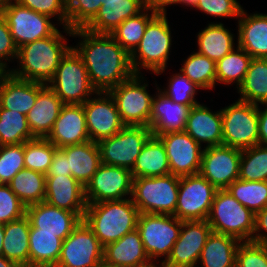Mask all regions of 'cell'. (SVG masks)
<instances>
[{"label": "cell", "mask_w": 267, "mask_h": 267, "mask_svg": "<svg viewBox=\"0 0 267 267\" xmlns=\"http://www.w3.org/2000/svg\"><path fill=\"white\" fill-rule=\"evenodd\" d=\"M72 47L81 56L96 91L109 92L134 75L130 54L110 34L74 29ZM78 41V42H77Z\"/></svg>", "instance_id": "6da1fadb"}, {"label": "cell", "mask_w": 267, "mask_h": 267, "mask_svg": "<svg viewBox=\"0 0 267 267\" xmlns=\"http://www.w3.org/2000/svg\"><path fill=\"white\" fill-rule=\"evenodd\" d=\"M72 33L68 27H61L52 36L20 46L15 61L17 65L11 66L9 73L21 80L48 84L60 60L72 47L68 43Z\"/></svg>", "instance_id": "7a4b0ae2"}, {"label": "cell", "mask_w": 267, "mask_h": 267, "mask_svg": "<svg viewBox=\"0 0 267 267\" xmlns=\"http://www.w3.org/2000/svg\"><path fill=\"white\" fill-rule=\"evenodd\" d=\"M172 28L167 14H157L148 23L139 45L130 54L134 74L145 75L148 72L157 77L167 71L174 49Z\"/></svg>", "instance_id": "3957f363"}, {"label": "cell", "mask_w": 267, "mask_h": 267, "mask_svg": "<svg viewBox=\"0 0 267 267\" xmlns=\"http://www.w3.org/2000/svg\"><path fill=\"white\" fill-rule=\"evenodd\" d=\"M139 214L132 199L126 198L87 204L83 220L105 247L137 229Z\"/></svg>", "instance_id": "277c9868"}, {"label": "cell", "mask_w": 267, "mask_h": 267, "mask_svg": "<svg viewBox=\"0 0 267 267\" xmlns=\"http://www.w3.org/2000/svg\"><path fill=\"white\" fill-rule=\"evenodd\" d=\"M207 221L212 232L230 235L241 242L252 241L255 214L236 200L227 189H218Z\"/></svg>", "instance_id": "5b68a950"}, {"label": "cell", "mask_w": 267, "mask_h": 267, "mask_svg": "<svg viewBox=\"0 0 267 267\" xmlns=\"http://www.w3.org/2000/svg\"><path fill=\"white\" fill-rule=\"evenodd\" d=\"M180 177L168 174L133 178L131 199L140 213L174 215Z\"/></svg>", "instance_id": "8992f818"}, {"label": "cell", "mask_w": 267, "mask_h": 267, "mask_svg": "<svg viewBox=\"0 0 267 267\" xmlns=\"http://www.w3.org/2000/svg\"><path fill=\"white\" fill-rule=\"evenodd\" d=\"M149 83L146 75L134 74L109 91L116 102L121 121L125 126L150 128V115L155 94L149 93Z\"/></svg>", "instance_id": "52a82bcc"}, {"label": "cell", "mask_w": 267, "mask_h": 267, "mask_svg": "<svg viewBox=\"0 0 267 267\" xmlns=\"http://www.w3.org/2000/svg\"><path fill=\"white\" fill-rule=\"evenodd\" d=\"M47 85L63 104H83L96 92L81 56L73 47L62 57Z\"/></svg>", "instance_id": "ba28073f"}, {"label": "cell", "mask_w": 267, "mask_h": 267, "mask_svg": "<svg viewBox=\"0 0 267 267\" xmlns=\"http://www.w3.org/2000/svg\"><path fill=\"white\" fill-rule=\"evenodd\" d=\"M182 221L174 215L140 213L137 230L144 250L154 265H161L170 255L179 237Z\"/></svg>", "instance_id": "9c48e42d"}, {"label": "cell", "mask_w": 267, "mask_h": 267, "mask_svg": "<svg viewBox=\"0 0 267 267\" xmlns=\"http://www.w3.org/2000/svg\"><path fill=\"white\" fill-rule=\"evenodd\" d=\"M234 101L221 108L223 145L242 150L259 144L258 105Z\"/></svg>", "instance_id": "30bf717a"}, {"label": "cell", "mask_w": 267, "mask_h": 267, "mask_svg": "<svg viewBox=\"0 0 267 267\" xmlns=\"http://www.w3.org/2000/svg\"><path fill=\"white\" fill-rule=\"evenodd\" d=\"M1 15L7 21L10 33L18 48L27 43L52 36L59 29L58 27H61L51 17L21 6L13 0L3 1Z\"/></svg>", "instance_id": "8fae6325"}, {"label": "cell", "mask_w": 267, "mask_h": 267, "mask_svg": "<svg viewBox=\"0 0 267 267\" xmlns=\"http://www.w3.org/2000/svg\"><path fill=\"white\" fill-rule=\"evenodd\" d=\"M152 135L147 126H125L111 137L97 142L101 163L132 170L146 141Z\"/></svg>", "instance_id": "7c38bea8"}, {"label": "cell", "mask_w": 267, "mask_h": 267, "mask_svg": "<svg viewBox=\"0 0 267 267\" xmlns=\"http://www.w3.org/2000/svg\"><path fill=\"white\" fill-rule=\"evenodd\" d=\"M217 190L200 174L181 176L174 216L181 221L207 220Z\"/></svg>", "instance_id": "4fadbf2b"}, {"label": "cell", "mask_w": 267, "mask_h": 267, "mask_svg": "<svg viewBox=\"0 0 267 267\" xmlns=\"http://www.w3.org/2000/svg\"><path fill=\"white\" fill-rule=\"evenodd\" d=\"M104 247L84 220L63 240L55 267H95L103 261Z\"/></svg>", "instance_id": "5bb4252c"}, {"label": "cell", "mask_w": 267, "mask_h": 267, "mask_svg": "<svg viewBox=\"0 0 267 267\" xmlns=\"http://www.w3.org/2000/svg\"><path fill=\"white\" fill-rule=\"evenodd\" d=\"M132 172L119 166L101 163L90 182L85 186L87 204L131 198Z\"/></svg>", "instance_id": "9a60e30c"}, {"label": "cell", "mask_w": 267, "mask_h": 267, "mask_svg": "<svg viewBox=\"0 0 267 267\" xmlns=\"http://www.w3.org/2000/svg\"><path fill=\"white\" fill-rule=\"evenodd\" d=\"M82 105L91 141L111 137L125 127L110 92L96 91Z\"/></svg>", "instance_id": "2e32d148"}, {"label": "cell", "mask_w": 267, "mask_h": 267, "mask_svg": "<svg viewBox=\"0 0 267 267\" xmlns=\"http://www.w3.org/2000/svg\"><path fill=\"white\" fill-rule=\"evenodd\" d=\"M211 232L207 220L182 221L179 237L161 267H197Z\"/></svg>", "instance_id": "e0dca14e"}, {"label": "cell", "mask_w": 267, "mask_h": 267, "mask_svg": "<svg viewBox=\"0 0 267 267\" xmlns=\"http://www.w3.org/2000/svg\"><path fill=\"white\" fill-rule=\"evenodd\" d=\"M241 152L223 144L204 148L199 174L217 189H226L239 179Z\"/></svg>", "instance_id": "ac0fdd59"}, {"label": "cell", "mask_w": 267, "mask_h": 267, "mask_svg": "<svg viewBox=\"0 0 267 267\" xmlns=\"http://www.w3.org/2000/svg\"><path fill=\"white\" fill-rule=\"evenodd\" d=\"M158 137L166 149L170 174L179 177L199 174L204 148L187 132L164 133Z\"/></svg>", "instance_id": "d6986e66"}, {"label": "cell", "mask_w": 267, "mask_h": 267, "mask_svg": "<svg viewBox=\"0 0 267 267\" xmlns=\"http://www.w3.org/2000/svg\"><path fill=\"white\" fill-rule=\"evenodd\" d=\"M155 86V95L152 102L150 115V130L153 136L164 133L183 132L185 130L188 114L193 106H187L173 102L159 89L155 79L152 83Z\"/></svg>", "instance_id": "ffe728a7"}, {"label": "cell", "mask_w": 267, "mask_h": 267, "mask_svg": "<svg viewBox=\"0 0 267 267\" xmlns=\"http://www.w3.org/2000/svg\"><path fill=\"white\" fill-rule=\"evenodd\" d=\"M46 139L57 148L89 141L83 105L64 104Z\"/></svg>", "instance_id": "44dd1931"}, {"label": "cell", "mask_w": 267, "mask_h": 267, "mask_svg": "<svg viewBox=\"0 0 267 267\" xmlns=\"http://www.w3.org/2000/svg\"><path fill=\"white\" fill-rule=\"evenodd\" d=\"M207 106L200 102L191 107L184 130L203 148L223 144L221 108Z\"/></svg>", "instance_id": "7402d4cb"}, {"label": "cell", "mask_w": 267, "mask_h": 267, "mask_svg": "<svg viewBox=\"0 0 267 267\" xmlns=\"http://www.w3.org/2000/svg\"><path fill=\"white\" fill-rule=\"evenodd\" d=\"M26 216L34 228H39V232L57 234L62 241L82 220L76 213L51 206L45 201L27 206Z\"/></svg>", "instance_id": "603a6c76"}, {"label": "cell", "mask_w": 267, "mask_h": 267, "mask_svg": "<svg viewBox=\"0 0 267 267\" xmlns=\"http://www.w3.org/2000/svg\"><path fill=\"white\" fill-rule=\"evenodd\" d=\"M44 201L51 206L74 212L83 220L87 206L85 187L72 176L46 177Z\"/></svg>", "instance_id": "cb8c5ba5"}, {"label": "cell", "mask_w": 267, "mask_h": 267, "mask_svg": "<svg viewBox=\"0 0 267 267\" xmlns=\"http://www.w3.org/2000/svg\"><path fill=\"white\" fill-rule=\"evenodd\" d=\"M236 24L238 46L252 58L267 59V13L243 8Z\"/></svg>", "instance_id": "d4e9b609"}, {"label": "cell", "mask_w": 267, "mask_h": 267, "mask_svg": "<svg viewBox=\"0 0 267 267\" xmlns=\"http://www.w3.org/2000/svg\"><path fill=\"white\" fill-rule=\"evenodd\" d=\"M46 84L21 80L4 72L0 76V106L27 115L35 104L39 91Z\"/></svg>", "instance_id": "484cf974"}, {"label": "cell", "mask_w": 267, "mask_h": 267, "mask_svg": "<svg viewBox=\"0 0 267 267\" xmlns=\"http://www.w3.org/2000/svg\"><path fill=\"white\" fill-rule=\"evenodd\" d=\"M103 260L115 267H152L140 233L137 229L127 233L118 241L107 244L103 250Z\"/></svg>", "instance_id": "4316f807"}, {"label": "cell", "mask_w": 267, "mask_h": 267, "mask_svg": "<svg viewBox=\"0 0 267 267\" xmlns=\"http://www.w3.org/2000/svg\"><path fill=\"white\" fill-rule=\"evenodd\" d=\"M144 9L143 0H102L97 15L85 29L96 34H111L123 21Z\"/></svg>", "instance_id": "83f0119b"}, {"label": "cell", "mask_w": 267, "mask_h": 267, "mask_svg": "<svg viewBox=\"0 0 267 267\" xmlns=\"http://www.w3.org/2000/svg\"><path fill=\"white\" fill-rule=\"evenodd\" d=\"M208 24L196 33V52L217 62L238 46L237 33L220 21ZM236 34V35H235Z\"/></svg>", "instance_id": "f1b7e54d"}, {"label": "cell", "mask_w": 267, "mask_h": 267, "mask_svg": "<svg viewBox=\"0 0 267 267\" xmlns=\"http://www.w3.org/2000/svg\"><path fill=\"white\" fill-rule=\"evenodd\" d=\"M63 102L46 84L37 95L32 109L26 115L29 129L34 137L46 138L59 117Z\"/></svg>", "instance_id": "f546056e"}, {"label": "cell", "mask_w": 267, "mask_h": 267, "mask_svg": "<svg viewBox=\"0 0 267 267\" xmlns=\"http://www.w3.org/2000/svg\"><path fill=\"white\" fill-rule=\"evenodd\" d=\"M60 149L67 157L71 176L85 187L101 165L97 142L89 140L81 144L64 146Z\"/></svg>", "instance_id": "4dcf8cb0"}, {"label": "cell", "mask_w": 267, "mask_h": 267, "mask_svg": "<svg viewBox=\"0 0 267 267\" xmlns=\"http://www.w3.org/2000/svg\"><path fill=\"white\" fill-rule=\"evenodd\" d=\"M133 178L158 177L170 174L166 149L158 136L151 135L131 170Z\"/></svg>", "instance_id": "1f68e13d"}, {"label": "cell", "mask_w": 267, "mask_h": 267, "mask_svg": "<svg viewBox=\"0 0 267 267\" xmlns=\"http://www.w3.org/2000/svg\"><path fill=\"white\" fill-rule=\"evenodd\" d=\"M240 243V240L230 235L211 232L201 251L197 267H235Z\"/></svg>", "instance_id": "d6a6232c"}, {"label": "cell", "mask_w": 267, "mask_h": 267, "mask_svg": "<svg viewBox=\"0 0 267 267\" xmlns=\"http://www.w3.org/2000/svg\"><path fill=\"white\" fill-rule=\"evenodd\" d=\"M30 221L24 217L4 224L3 256L20 267H29Z\"/></svg>", "instance_id": "836d02e7"}, {"label": "cell", "mask_w": 267, "mask_h": 267, "mask_svg": "<svg viewBox=\"0 0 267 267\" xmlns=\"http://www.w3.org/2000/svg\"><path fill=\"white\" fill-rule=\"evenodd\" d=\"M62 240L57 234L39 232L30 224L29 267H55L61 255Z\"/></svg>", "instance_id": "e575fe53"}, {"label": "cell", "mask_w": 267, "mask_h": 267, "mask_svg": "<svg viewBox=\"0 0 267 267\" xmlns=\"http://www.w3.org/2000/svg\"><path fill=\"white\" fill-rule=\"evenodd\" d=\"M235 92L239 94L238 100L267 104V59H251L244 81Z\"/></svg>", "instance_id": "d590c367"}, {"label": "cell", "mask_w": 267, "mask_h": 267, "mask_svg": "<svg viewBox=\"0 0 267 267\" xmlns=\"http://www.w3.org/2000/svg\"><path fill=\"white\" fill-rule=\"evenodd\" d=\"M252 57L237 46L216 62V86L234 85L235 90L243 83Z\"/></svg>", "instance_id": "8d00e7d4"}, {"label": "cell", "mask_w": 267, "mask_h": 267, "mask_svg": "<svg viewBox=\"0 0 267 267\" xmlns=\"http://www.w3.org/2000/svg\"><path fill=\"white\" fill-rule=\"evenodd\" d=\"M179 68L202 91L209 92L216 88V62L193 50Z\"/></svg>", "instance_id": "74e56055"}, {"label": "cell", "mask_w": 267, "mask_h": 267, "mask_svg": "<svg viewBox=\"0 0 267 267\" xmlns=\"http://www.w3.org/2000/svg\"><path fill=\"white\" fill-rule=\"evenodd\" d=\"M8 185L26 206L44 202L46 175L42 173L24 168Z\"/></svg>", "instance_id": "f35d334b"}, {"label": "cell", "mask_w": 267, "mask_h": 267, "mask_svg": "<svg viewBox=\"0 0 267 267\" xmlns=\"http://www.w3.org/2000/svg\"><path fill=\"white\" fill-rule=\"evenodd\" d=\"M156 15L154 11L145 8L137 16L123 21L110 35L131 54L139 45L146 26Z\"/></svg>", "instance_id": "ab89813d"}, {"label": "cell", "mask_w": 267, "mask_h": 267, "mask_svg": "<svg viewBox=\"0 0 267 267\" xmlns=\"http://www.w3.org/2000/svg\"><path fill=\"white\" fill-rule=\"evenodd\" d=\"M34 138L26 115L0 106V146L21 144Z\"/></svg>", "instance_id": "60d3db41"}, {"label": "cell", "mask_w": 267, "mask_h": 267, "mask_svg": "<svg viewBox=\"0 0 267 267\" xmlns=\"http://www.w3.org/2000/svg\"><path fill=\"white\" fill-rule=\"evenodd\" d=\"M227 191L254 214L267 206V181L235 180Z\"/></svg>", "instance_id": "b9f144b4"}, {"label": "cell", "mask_w": 267, "mask_h": 267, "mask_svg": "<svg viewBox=\"0 0 267 267\" xmlns=\"http://www.w3.org/2000/svg\"><path fill=\"white\" fill-rule=\"evenodd\" d=\"M239 179L252 182L267 181V146L257 144L242 149Z\"/></svg>", "instance_id": "7bdbcfd3"}, {"label": "cell", "mask_w": 267, "mask_h": 267, "mask_svg": "<svg viewBox=\"0 0 267 267\" xmlns=\"http://www.w3.org/2000/svg\"><path fill=\"white\" fill-rule=\"evenodd\" d=\"M57 147L46 138L28 140L24 143V165L30 169L46 175L52 163Z\"/></svg>", "instance_id": "ee69618b"}, {"label": "cell", "mask_w": 267, "mask_h": 267, "mask_svg": "<svg viewBox=\"0 0 267 267\" xmlns=\"http://www.w3.org/2000/svg\"><path fill=\"white\" fill-rule=\"evenodd\" d=\"M172 75L168 77L166 86H158V89L173 102L180 103L187 106H194L200 103L197 100L198 92L201 89L195 85L188 77H186L181 71H173Z\"/></svg>", "instance_id": "f6af8a7d"}, {"label": "cell", "mask_w": 267, "mask_h": 267, "mask_svg": "<svg viewBox=\"0 0 267 267\" xmlns=\"http://www.w3.org/2000/svg\"><path fill=\"white\" fill-rule=\"evenodd\" d=\"M68 28H85L97 15L102 0H65Z\"/></svg>", "instance_id": "bcb514c9"}, {"label": "cell", "mask_w": 267, "mask_h": 267, "mask_svg": "<svg viewBox=\"0 0 267 267\" xmlns=\"http://www.w3.org/2000/svg\"><path fill=\"white\" fill-rule=\"evenodd\" d=\"M24 143L0 146V184H9L24 165Z\"/></svg>", "instance_id": "7dc6e473"}, {"label": "cell", "mask_w": 267, "mask_h": 267, "mask_svg": "<svg viewBox=\"0 0 267 267\" xmlns=\"http://www.w3.org/2000/svg\"><path fill=\"white\" fill-rule=\"evenodd\" d=\"M194 9L206 14V16L208 15V18L210 16L217 21V18H220L222 23V19L227 18L237 21L243 5L238 0H199Z\"/></svg>", "instance_id": "c3c4849f"}, {"label": "cell", "mask_w": 267, "mask_h": 267, "mask_svg": "<svg viewBox=\"0 0 267 267\" xmlns=\"http://www.w3.org/2000/svg\"><path fill=\"white\" fill-rule=\"evenodd\" d=\"M26 207L8 184H0V224H6L24 217Z\"/></svg>", "instance_id": "681fc988"}, {"label": "cell", "mask_w": 267, "mask_h": 267, "mask_svg": "<svg viewBox=\"0 0 267 267\" xmlns=\"http://www.w3.org/2000/svg\"><path fill=\"white\" fill-rule=\"evenodd\" d=\"M21 6L37 13L47 15L57 21L61 27H68L65 0H13Z\"/></svg>", "instance_id": "f907efd6"}, {"label": "cell", "mask_w": 267, "mask_h": 267, "mask_svg": "<svg viewBox=\"0 0 267 267\" xmlns=\"http://www.w3.org/2000/svg\"><path fill=\"white\" fill-rule=\"evenodd\" d=\"M235 267H267V247L252 241L241 242L236 252Z\"/></svg>", "instance_id": "816d5d0a"}, {"label": "cell", "mask_w": 267, "mask_h": 267, "mask_svg": "<svg viewBox=\"0 0 267 267\" xmlns=\"http://www.w3.org/2000/svg\"><path fill=\"white\" fill-rule=\"evenodd\" d=\"M18 47L10 33L7 21L0 16V68L4 72H9L10 65H15Z\"/></svg>", "instance_id": "f5cc1de1"}, {"label": "cell", "mask_w": 267, "mask_h": 267, "mask_svg": "<svg viewBox=\"0 0 267 267\" xmlns=\"http://www.w3.org/2000/svg\"><path fill=\"white\" fill-rule=\"evenodd\" d=\"M55 176H71L67 157L60 148L56 149L52 163L46 173V177Z\"/></svg>", "instance_id": "db71d44e"}, {"label": "cell", "mask_w": 267, "mask_h": 267, "mask_svg": "<svg viewBox=\"0 0 267 267\" xmlns=\"http://www.w3.org/2000/svg\"><path fill=\"white\" fill-rule=\"evenodd\" d=\"M252 242L267 247V206L255 214V228Z\"/></svg>", "instance_id": "11a10c76"}, {"label": "cell", "mask_w": 267, "mask_h": 267, "mask_svg": "<svg viewBox=\"0 0 267 267\" xmlns=\"http://www.w3.org/2000/svg\"><path fill=\"white\" fill-rule=\"evenodd\" d=\"M259 144L267 146V104L258 105Z\"/></svg>", "instance_id": "9f6ffc18"}, {"label": "cell", "mask_w": 267, "mask_h": 267, "mask_svg": "<svg viewBox=\"0 0 267 267\" xmlns=\"http://www.w3.org/2000/svg\"><path fill=\"white\" fill-rule=\"evenodd\" d=\"M180 0H145V8L154 11L157 14H168L167 8L179 6Z\"/></svg>", "instance_id": "6f0895ef"}, {"label": "cell", "mask_w": 267, "mask_h": 267, "mask_svg": "<svg viewBox=\"0 0 267 267\" xmlns=\"http://www.w3.org/2000/svg\"><path fill=\"white\" fill-rule=\"evenodd\" d=\"M0 267H20L16 262L0 256Z\"/></svg>", "instance_id": "680465c9"}, {"label": "cell", "mask_w": 267, "mask_h": 267, "mask_svg": "<svg viewBox=\"0 0 267 267\" xmlns=\"http://www.w3.org/2000/svg\"><path fill=\"white\" fill-rule=\"evenodd\" d=\"M198 1L199 0H180L179 6L181 5V6H183V8L185 6L188 8L190 7V9H194L196 7Z\"/></svg>", "instance_id": "91938a15"}, {"label": "cell", "mask_w": 267, "mask_h": 267, "mask_svg": "<svg viewBox=\"0 0 267 267\" xmlns=\"http://www.w3.org/2000/svg\"><path fill=\"white\" fill-rule=\"evenodd\" d=\"M4 224H0V256H3Z\"/></svg>", "instance_id": "94428289"}, {"label": "cell", "mask_w": 267, "mask_h": 267, "mask_svg": "<svg viewBox=\"0 0 267 267\" xmlns=\"http://www.w3.org/2000/svg\"><path fill=\"white\" fill-rule=\"evenodd\" d=\"M95 267H115L110 264H107L104 260L98 263Z\"/></svg>", "instance_id": "6125c7cd"}, {"label": "cell", "mask_w": 267, "mask_h": 267, "mask_svg": "<svg viewBox=\"0 0 267 267\" xmlns=\"http://www.w3.org/2000/svg\"><path fill=\"white\" fill-rule=\"evenodd\" d=\"M2 4H3V0H0V16L2 14Z\"/></svg>", "instance_id": "be15d7a7"}, {"label": "cell", "mask_w": 267, "mask_h": 267, "mask_svg": "<svg viewBox=\"0 0 267 267\" xmlns=\"http://www.w3.org/2000/svg\"><path fill=\"white\" fill-rule=\"evenodd\" d=\"M4 73V71L0 68V76Z\"/></svg>", "instance_id": "e7e4bbea"}, {"label": "cell", "mask_w": 267, "mask_h": 267, "mask_svg": "<svg viewBox=\"0 0 267 267\" xmlns=\"http://www.w3.org/2000/svg\"><path fill=\"white\" fill-rule=\"evenodd\" d=\"M152 267H161V265H153Z\"/></svg>", "instance_id": "03108f58"}]
</instances>
